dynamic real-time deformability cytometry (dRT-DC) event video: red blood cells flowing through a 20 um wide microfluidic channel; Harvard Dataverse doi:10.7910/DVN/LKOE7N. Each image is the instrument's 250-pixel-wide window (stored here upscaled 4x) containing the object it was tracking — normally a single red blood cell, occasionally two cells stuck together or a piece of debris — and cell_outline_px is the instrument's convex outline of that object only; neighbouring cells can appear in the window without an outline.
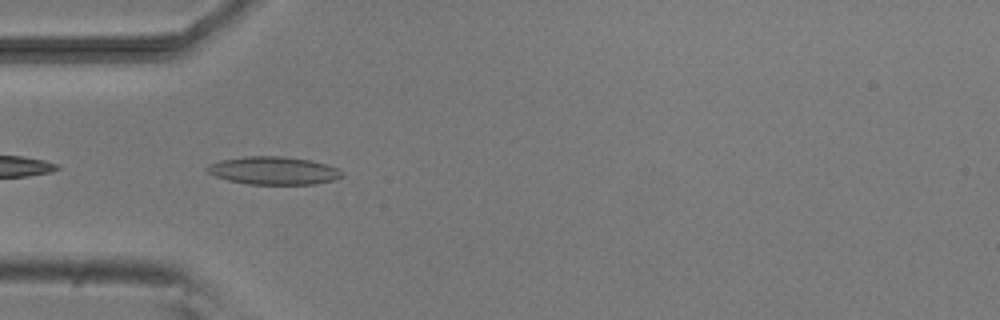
{"species": "common noctule bat (a hibernating species)", "species_latin": "Nyctalus noctula", "temperature_condition": "room temperature", "stored_images_in_passage": 39, "camera_frame_rate_fps": 3000, "um_per_image_px": 0.085, "animal": {"sex": "male", "body_mass_g": 20.5, "forearm_length_mm": 52.5}, "frame": {"image": 1, "passage_image": 2, "time_ms": 0.333, "image_size_px": [1000, 320], "cell_outline_px": [[344, 176], [336, 180], [316, 184], [248, 184], [228, 180], [216, 176], [208, 172], [204, 168], [208, 164], [220, 160], [248, 156], [284, 156], [312, 160], [328, 164], [340, 168], [344, 172]], "centroid_in_image_um": [23.32, 14.5], "position_along_channel_um": 61.7, "area_um2": 22.31}}
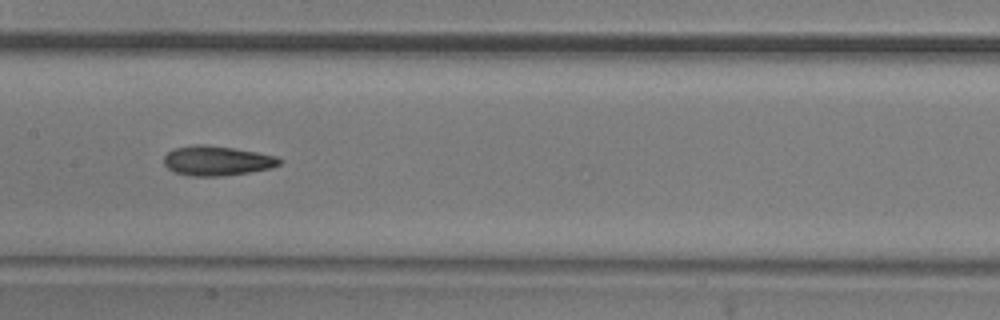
{"frame": {"image": 2, "passage_image": 12, "time_ms": 3.667, "image_size_px": [1000, 320], "cell_outline_px": [[284, 160], [280, 164], [272, 168], [224, 176], [192, 176], [176, 172], [168, 168], [164, 164], [164, 156], [168, 152], [176, 148], [196, 144], [208, 144], [256, 152], [276, 156]], "centroid_in_image_um": [18.46, 13.66], "position_along_channel_um": 188.9, "area_um2": 19.94}}
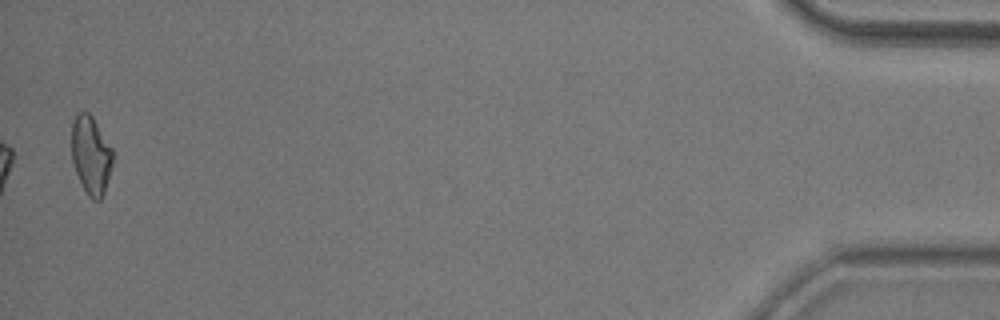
{"frame": {"image": 3, "passage_image": 38, "time_ms": 12.333, "image_size_px": [1000, 320], "cell_outline_px": [[112, 164], [104, 192], [100, 200], [92, 200], [88, 196], [76, 172], [72, 160], [72, 124], [76, 112], [88, 112], [92, 116], [112, 148]], "centroid_in_image_um": [7.72, 13.17], "position_along_channel_um": 427.5, "area_um2": 18.5}, "authors_computed_cell_mechanics": {"area_um2": 19.5364, "velocity_mm_per_s": 3.8157, "shape_relaxation_time_tau1_ms": null, "shape_relaxation_time_tau2_ms": 3.9826, "deformation_change_tau1": null, "deformation_change_tau2": 0.1116}}